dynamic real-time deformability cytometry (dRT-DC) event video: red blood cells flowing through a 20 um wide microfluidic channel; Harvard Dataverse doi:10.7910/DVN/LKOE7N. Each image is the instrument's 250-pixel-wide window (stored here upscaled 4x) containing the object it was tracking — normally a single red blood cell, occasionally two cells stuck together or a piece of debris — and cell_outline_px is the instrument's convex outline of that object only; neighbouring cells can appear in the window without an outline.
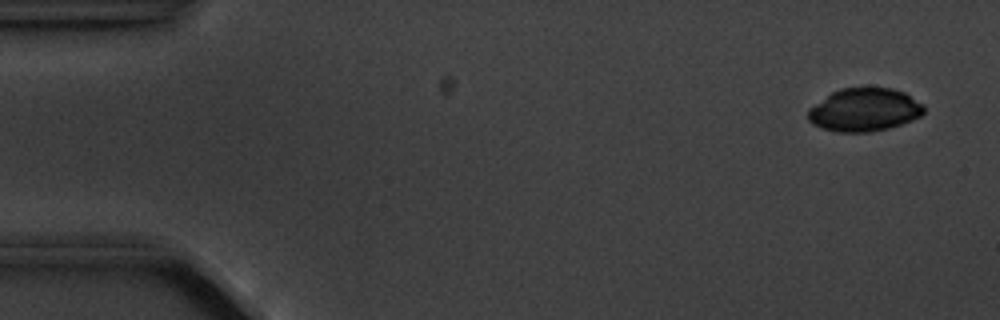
{"species": "common noctule bat (a hibernating species)", "species_latin": "Nyctalus noctula", "temperature_condition": "cold", "stored_images_in_passage": 5, "camera_frame_rate_fps": 3000, "um_per_image_px": 0.085, "animal": {"sex": "male", "body_mass_g": 20.1, "forearm_length_mm": 53.5}, "frame": {"image": 1, "passage_image": 1, "time_ms": 0.0, "image_size_px": [1000, 320], "cell_outline_px": [[924, 112], [920, 116], [912, 120], [888, 128], [868, 132], [836, 132], [812, 124], [808, 120], [808, 108], [832, 92], [840, 88], [892, 88], [904, 92], [924, 104]], "centroid_in_image_um": [73.47, 9.33], "position_along_channel_um": 11.5, "area_um2": 29.07}}